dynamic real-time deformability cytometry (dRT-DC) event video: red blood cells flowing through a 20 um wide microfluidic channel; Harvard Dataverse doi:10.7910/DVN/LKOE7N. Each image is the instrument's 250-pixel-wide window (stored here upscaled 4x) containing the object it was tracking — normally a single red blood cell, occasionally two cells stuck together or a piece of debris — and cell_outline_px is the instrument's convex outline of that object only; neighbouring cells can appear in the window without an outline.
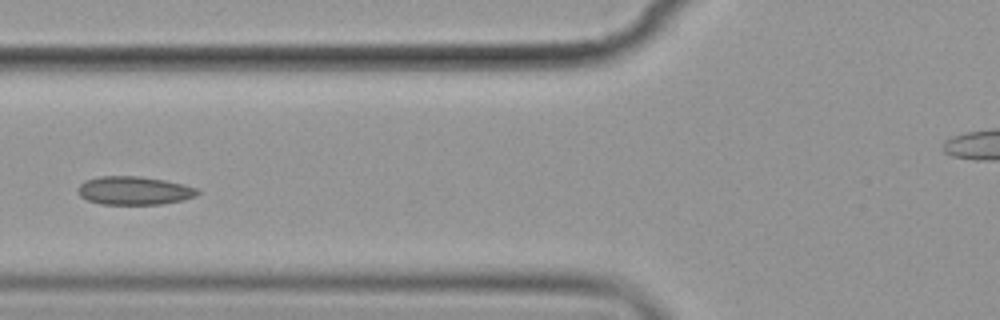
{"species": "common noctule bat (a hibernating species)", "species_latin": "Nyctalus noctula", "temperature_condition": "cold", "stored_images_in_passage": 9, "camera_frame_rate_fps": 3000, "um_per_image_px": 0.085, "animal": {"sex": "female", "body_mass_g": 19.9}, "frame": {"image": 1, "passage_image": 6, "time_ms": 6.0, "image_size_px": [1000, 320], "cell_outline_px": [[200, 192], [196, 196], [184, 200], [160, 204], [100, 204], [88, 200], [80, 196], [76, 188], [84, 180], [100, 176], [140, 176], [164, 180], [196, 188]], "centroid_in_image_um": [11.36, 16.2], "position_along_channel_um": 114.4, "area_um2": 19.77}}
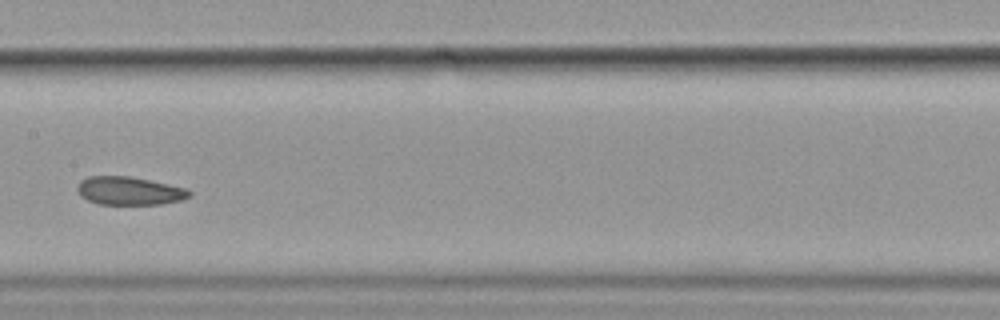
{"frame": {"image": 2, "passage_image": 8, "time_ms": 8.333, "image_size_px": [1000, 320], "cell_outline_px": [[192, 196], [184, 200], [160, 204], [100, 204], [88, 200], [80, 196], [76, 188], [80, 180], [88, 176], [128, 176], [188, 188], [192, 192]], "centroid_in_image_um": [11.02, 16.22], "position_along_channel_um": 196.4, "area_um2": 18.55}}
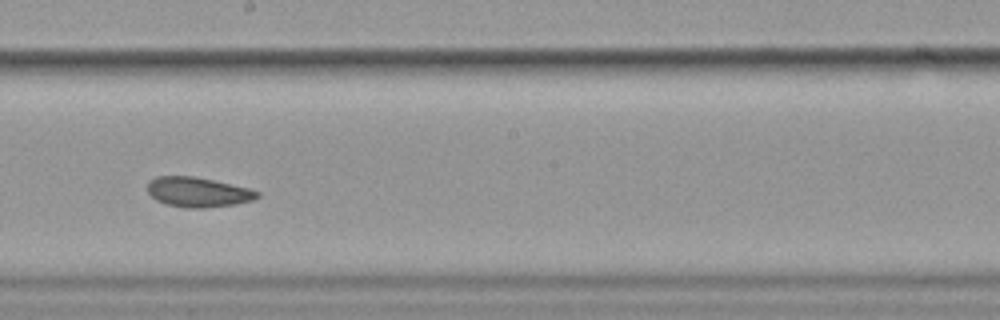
{"frame": {"image": 3, "passage_image": 9, "time_ms": 9.333, "image_size_px": [1000, 320], "cell_outline_px": [[260, 196], [252, 200], [236, 204], [204, 208], [188, 208], [168, 204], [156, 200], [148, 192], [148, 184], [156, 176], [192, 176], [212, 180], [248, 188], [260, 192]], "centroid_in_image_um": [16.84, 16.33], "position_along_channel_um": 231.4, "area_um2": 18.84}}